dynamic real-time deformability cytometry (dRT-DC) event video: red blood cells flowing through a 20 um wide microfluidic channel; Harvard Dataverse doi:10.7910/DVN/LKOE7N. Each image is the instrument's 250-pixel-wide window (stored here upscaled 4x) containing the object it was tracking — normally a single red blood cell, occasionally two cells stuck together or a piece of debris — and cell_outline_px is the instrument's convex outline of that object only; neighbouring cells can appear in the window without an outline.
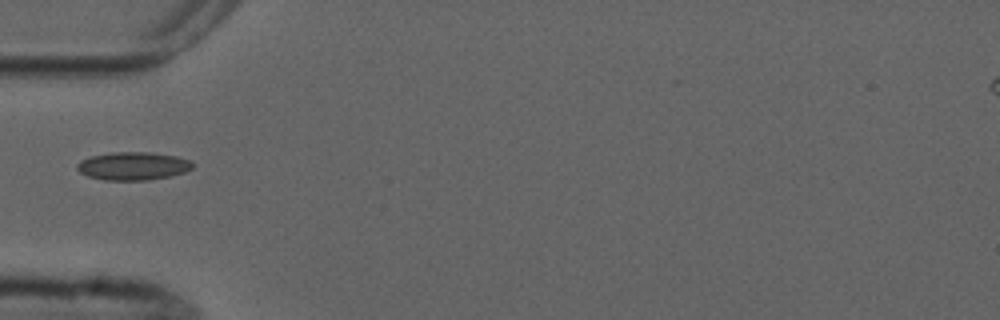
{"species": "common noctule bat (a hibernating species)", "species_latin": "Nyctalus noctula", "temperature_condition": "cold", "stored_images_in_passage": 1, "camera_frame_rate_fps": 3000, "um_per_image_px": 0.085, "animal": {"sex": "male", "forearm_length_mm": 52.5}, "frame": {"image": 1, "passage_image": 1, "time_ms": 0.0, "image_size_px": [1000, 320], "cell_outline_px": [[196, 164], [192, 168], [184, 172], [168, 176], [148, 180], [104, 180], [88, 176], [80, 172], [76, 168], [76, 164], [80, 160], [92, 156], [112, 152], [148, 152], [176, 156], [192, 160]], "centroid_in_image_um": [11.32, 14.1], "position_along_channel_um": 73.7, "area_um2": 18.96}}